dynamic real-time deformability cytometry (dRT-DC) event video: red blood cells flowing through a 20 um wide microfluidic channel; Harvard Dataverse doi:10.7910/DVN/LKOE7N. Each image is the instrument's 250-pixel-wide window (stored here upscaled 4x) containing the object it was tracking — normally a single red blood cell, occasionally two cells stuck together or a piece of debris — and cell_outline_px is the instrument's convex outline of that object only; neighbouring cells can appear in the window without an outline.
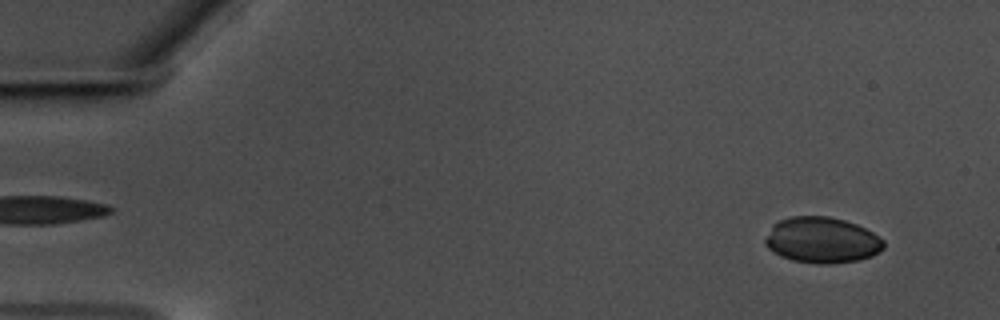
{"species": "common noctule bat (a hibernating species)", "species_latin": "Nyctalus noctula", "temperature_condition": "warm", "stored_images_in_passage": 58, "segment_of_instrument_passage": [1, 2], "camera_frame_rate_fps": 3000, "um_per_image_px": 0.085, "animal": {"sex": "male", "body_mass_g": 17.5, "forearm_length_mm": 52.3}, "frame": {"image": 1, "passage_image": 4, "time_ms": 1.0, "image_size_px": [1000, 320], "cell_outline_px": [[884, 248], [880, 252], [872, 256], [860, 260], [828, 264], [820, 264], [792, 260], [780, 256], [768, 248], [764, 244], [764, 240], [772, 224], [780, 220], [792, 216], [828, 216], [844, 220], [856, 224], [880, 236], [884, 240]], "centroid_in_image_um": [69.87, 20.41], "position_along_channel_um": 15.1, "area_um2": 31.91}}
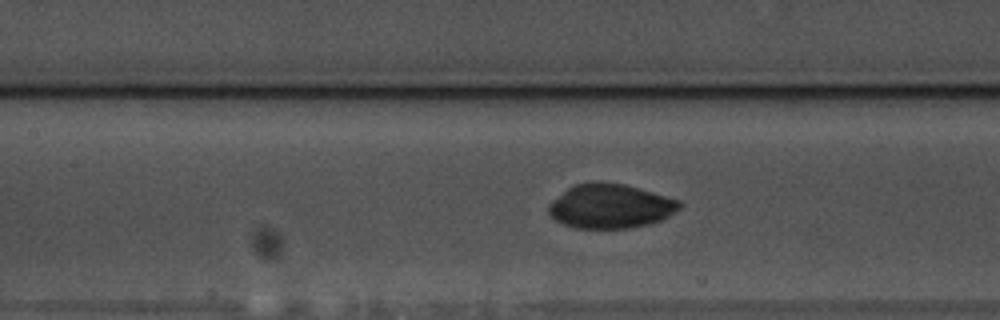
{"frame": {"image": 2, "passage_image": 26, "time_ms": 8.333, "image_size_px": [1000, 320], "cell_outline_px": [[684, 204], [680, 208], [668, 216], [660, 220], [648, 224], [632, 228], [576, 228], [564, 224], [556, 220], [548, 212], [548, 204], [552, 200], [568, 188], [576, 184], [596, 180], [624, 184], [680, 200]], "centroid_in_image_um": [51.88, 17.51], "position_along_channel_um": 155.5, "area_um2": 33.81}}
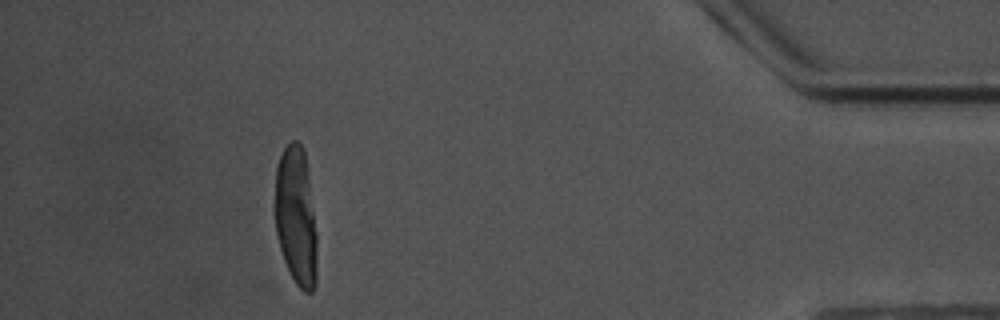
{"frame": {"image": 3, "passage_image": 52, "time_ms": 17.0, "image_size_px": [1000, 320], "cell_outline_px": [[316, 284], [312, 292], [304, 292], [296, 284], [284, 260], [280, 248], [276, 232], [276, 164], [284, 148], [292, 140], [296, 140], [304, 148], [316, 232]], "centroid_in_image_um": [25.16, 18.4], "position_along_channel_um": 410.0, "area_um2": 33.52}}